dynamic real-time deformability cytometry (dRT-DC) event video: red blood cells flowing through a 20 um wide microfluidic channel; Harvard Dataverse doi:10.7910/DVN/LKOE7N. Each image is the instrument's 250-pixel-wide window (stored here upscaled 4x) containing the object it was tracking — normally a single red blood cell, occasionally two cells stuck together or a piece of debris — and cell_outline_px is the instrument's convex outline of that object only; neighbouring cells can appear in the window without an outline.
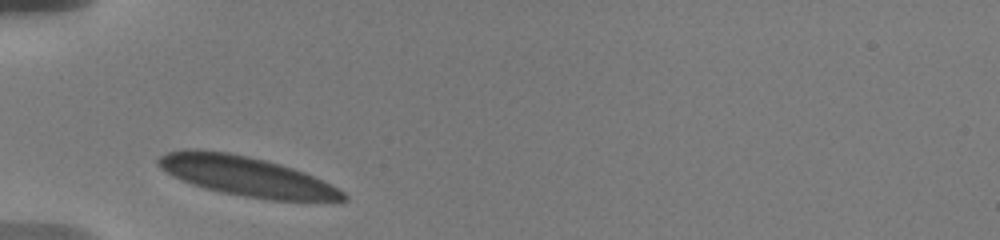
{"species": "human", "species_latin": "Homo sapiens", "temperature_condition": "warm", "stored_images_in_passage": 13, "camera_frame_rate_fps": 3000, "um_per_image_px": 0.085, "donor": {"sex": "male"}, "frame": {"image": 1, "passage_image": 1, "time_ms": 0.0, "image_size_px": [1000, 240], "cell_outline_px": [[348, 200], [272, 200], [244, 196], [204, 188], [192, 184], [172, 176], [160, 168], [156, 164], [156, 160], [160, 156], [168, 152], [188, 148], [196, 148], [228, 152], [248, 156], [280, 164], [304, 172], [344, 192], [348, 196]], "centroid_in_image_um": [20.86, 14.96], "position_along_channel_um": 64.1, "area_um2": 42.25}}
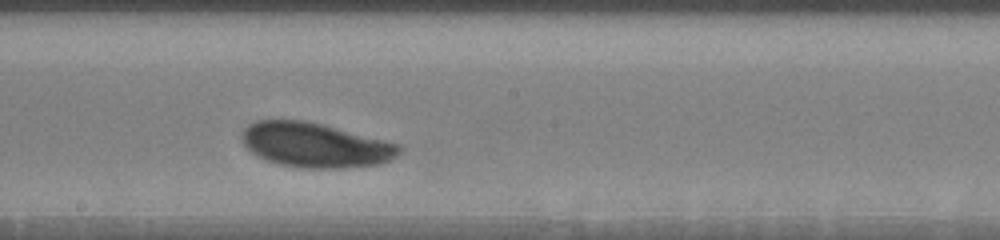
{"frame": {"image": 2, "passage_image": 7, "time_ms": 4.667, "image_size_px": [1000, 240], "cell_outline_px": [[404, 148], [392, 160], [380, 164], [348, 168], [296, 168], [280, 164], [256, 156], [240, 140], [240, 132], [248, 124], [256, 120], [308, 120], [324, 124], [400, 144]], "centroid_in_image_um": [26.79, 12.33], "position_along_channel_um": 221.4, "area_um2": 41.5}}
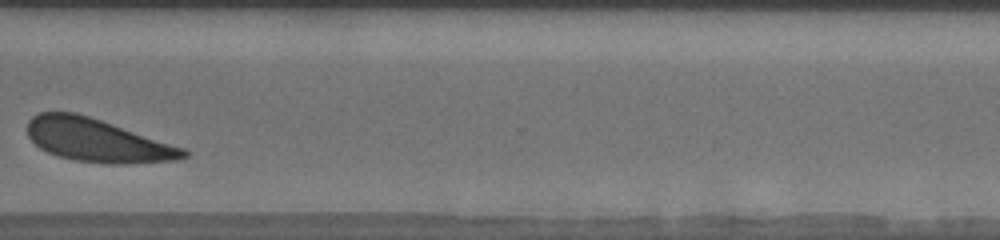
{"frame": {"image": 3, "passage_image": 12, "time_ms": 8.667, "image_size_px": [1000, 240], "cell_outline_px": [[188, 156], [180, 160], [128, 164], [108, 164], [72, 160], [48, 152], [40, 148], [28, 136], [28, 120], [32, 116], [40, 112], [76, 112], [184, 148], [188, 152]], "centroid_in_image_um": [8.27, 11.94], "position_along_channel_um": 362.3, "area_um2": 38.96}, "authors_computed_cell_mechanics": {"area_um2": 41.327, "velocity_mm_per_s": 3.5074, "shape_relaxation_time_tau1_ms": 2.2772, "shape_relaxation_time_tau2_ms": null, "deformation_change_tau1": 0.1043, "deformation_change_tau2": null}}